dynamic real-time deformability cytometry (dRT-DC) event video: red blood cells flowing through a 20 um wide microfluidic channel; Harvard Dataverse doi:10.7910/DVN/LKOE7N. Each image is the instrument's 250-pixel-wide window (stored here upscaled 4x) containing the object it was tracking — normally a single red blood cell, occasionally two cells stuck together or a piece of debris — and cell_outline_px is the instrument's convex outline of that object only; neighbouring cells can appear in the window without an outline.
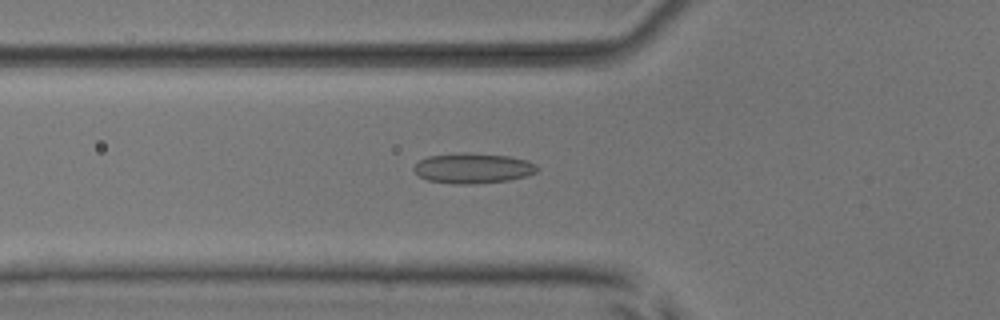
{"species": "common noctule bat (a hibernating species)", "species_latin": "Nyctalus noctula", "temperature_condition": "room temperature", "stored_images_in_passage": 53, "camera_frame_rate_fps": 3000, "um_per_image_px": 0.085, "animal": {"sex": "male", "body_mass_g": 17.9, "forearm_length_mm": 54.2}, "frame": {"image": 1, "passage_image": 19, "time_ms": 6.0, "image_size_px": [1000, 320], "cell_outline_px": [[540, 168], [536, 172], [524, 176], [508, 180], [472, 184], [456, 184], [428, 180], [420, 176], [412, 168], [420, 160], [428, 156], [464, 152], [508, 156], [528, 160], [536, 164]], "centroid_in_image_um": [40.21, 14.29], "position_along_channel_um": 85.6, "area_um2": 21.62}}
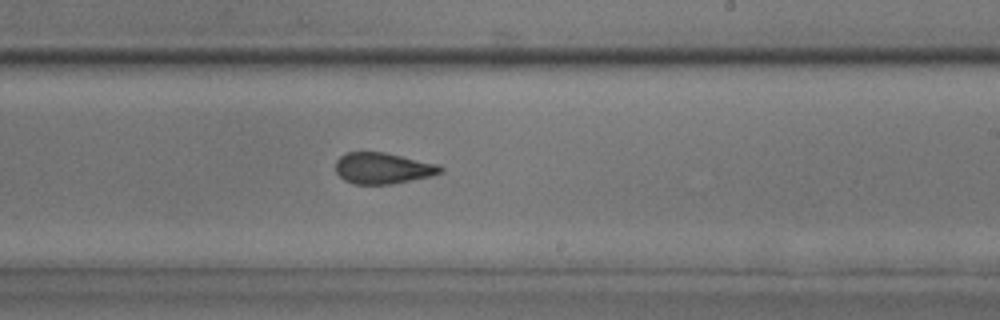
{"frame": {"image": 2, "passage_image": 32, "time_ms": 10.333, "image_size_px": [1000, 320], "cell_outline_px": [[444, 172], [432, 176], [392, 184], [352, 184], [344, 180], [336, 172], [336, 160], [340, 156], [348, 152], [384, 152], [440, 164], [444, 168]], "centroid_in_image_um": [32.58, 14.3], "position_along_channel_um": 256.4, "area_um2": 19.25}}
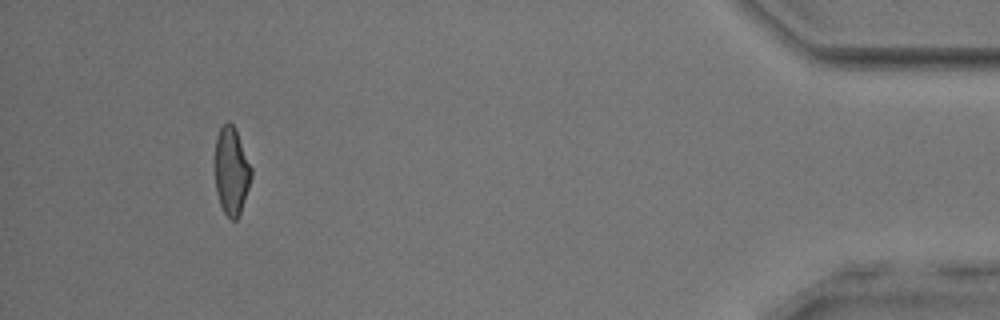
{"frame": {"image": 3, "passage_image": 49, "time_ms": 16.0, "image_size_px": [1000, 320], "cell_outline_px": [[252, 176], [240, 212], [236, 220], [232, 220], [224, 212], [220, 204], [216, 192], [216, 136], [220, 128], [228, 120], [236, 128], [252, 168]], "centroid_in_image_um": [19.68, 14.5], "position_along_channel_um": 415.5, "area_um2": 18.38}, "authors_computed_cell_mechanics": {"area_um2": 19.9988, "velocity_mm_per_s": 3.9524, "shape_relaxation_time_tau1_ms": 9.6153, "shape_relaxation_time_tau2_ms": 1.6956, "deformation_change_tau1": 0.1971, "deformation_change_tau2": 0.0876}}